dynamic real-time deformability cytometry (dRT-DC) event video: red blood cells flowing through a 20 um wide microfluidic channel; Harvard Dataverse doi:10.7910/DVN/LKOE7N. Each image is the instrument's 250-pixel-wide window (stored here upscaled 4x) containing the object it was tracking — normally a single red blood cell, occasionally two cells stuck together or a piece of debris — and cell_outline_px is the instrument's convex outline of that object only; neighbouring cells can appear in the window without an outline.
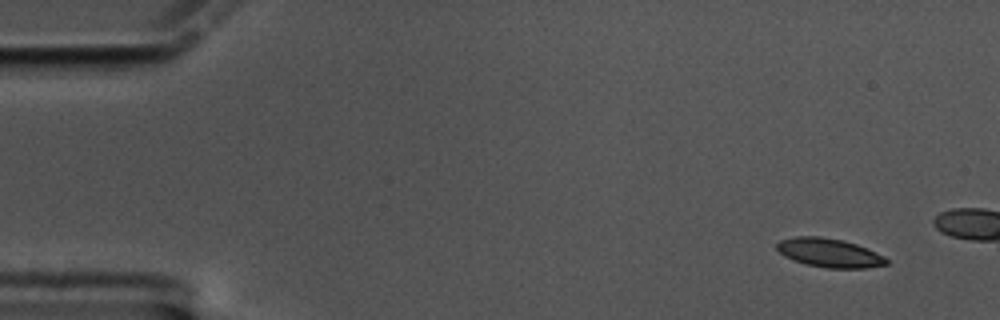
{"species": "common noctule bat (a hibernating species)", "species_latin": "Nyctalus noctula", "temperature_condition": "cold", "stored_images_in_passage": 16, "camera_frame_rate_fps": 3000, "um_per_image_px": 0.085, "animal": {"sex": "male", "body_mass_g": 17.5, "forearm_length_mm": 52.3}, "frame": {"image": 1, "passage_image": 5, "time_ms": 1.333, "image_size_px": [1000, 320], "cell_outline_px": [[888, 264], [864, 268], [828, 268], [804, 264], [792, 260], [784, 256], [776, 248], [776, 244], [780, 240], [796, 236], [820, 236], [844, 240], [856, 244], [884, 256], [888, 260]], "centroid_in_image_um": [70.46, 21.49], "position_along_channel_um": 14.5, "area_um2": 18.44}}